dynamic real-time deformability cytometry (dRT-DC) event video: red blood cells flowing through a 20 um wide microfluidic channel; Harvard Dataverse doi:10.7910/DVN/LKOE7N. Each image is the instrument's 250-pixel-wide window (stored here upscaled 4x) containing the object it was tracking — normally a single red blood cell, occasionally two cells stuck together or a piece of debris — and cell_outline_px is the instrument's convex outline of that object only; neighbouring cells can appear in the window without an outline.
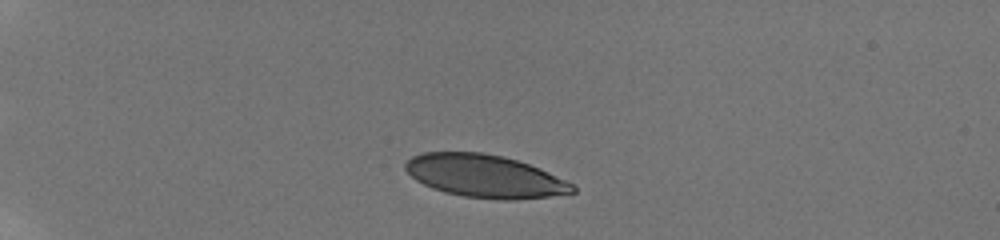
{"species": "human", "species_latin": "Homo sapiens", "temperature_condition": "room temperature", "stored_images_in_passage": 16, "camera_frame_rate_fps": 3000, "um_per_image_px": 0.085, "donor": {"sex": "male"}, "frame": {"image": 1, "passage_image": 3, "time_ms": 1.667, "image_size_px": [1000, 240], "cell_outline_px": [[576, 192], [548, 196], [516, 200], [496, 200], [464, 196], [444, 192], [432, 188], [416, 180], [404, 168], [404, 164], [412, 156], [424, 152], [484, 152], [516, 160], [540, 168], [572, 184], [576, 188]], "centroid_in_image_um": [41.19, 14.97], "position_along_channel_um": 43.8, "area_um2": 41.5}}
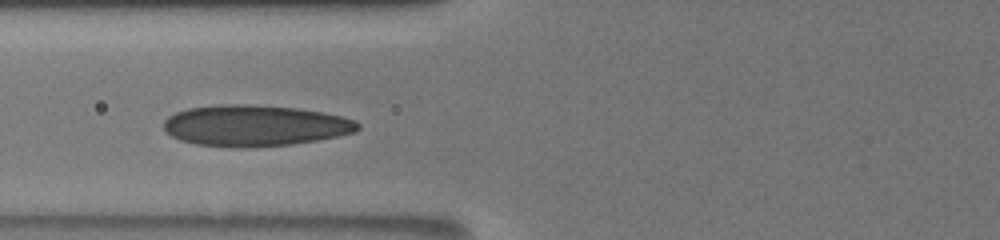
{"frame": {"image": 2, "passage_image": 10, "time_ms": 5.0, "image_size_px": [1000, 240], "cell_outline_px": [[360, 128], [356, 132], [316, 140], [292, 144], [244, 148], [240, 148], [196, 144], [180, 140], [172, 136], [164, 128], [164, 120], [168, 116], [176, 112], [188, 108], [220, 104], [252, 104], [296, 108], [320, 112], [340, 116], [356, 120], [360, 124]], "centroid_in_image_um": [21.66, 10.67], "position_along_channel_um": 104.1, "area_um2": 46.53}}